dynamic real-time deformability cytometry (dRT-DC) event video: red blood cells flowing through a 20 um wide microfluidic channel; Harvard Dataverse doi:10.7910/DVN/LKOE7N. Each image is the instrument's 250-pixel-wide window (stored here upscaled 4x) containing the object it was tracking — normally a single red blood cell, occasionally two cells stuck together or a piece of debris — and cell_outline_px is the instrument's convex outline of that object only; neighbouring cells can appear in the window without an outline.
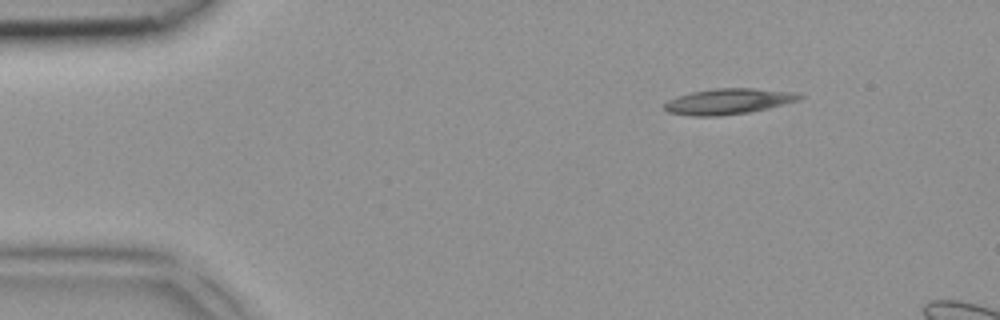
{"species": "common noctule bat (a hibernating species)", "species_latin": "Nyctalus noctula", "temperature_condition": "room temperature", "stored_images_in_passage": 3, "camera_frame_rate_fps": 3000, "um_per_image_px": 0.085, "animal": {"sex": "female", "body_mass_g": 18.4}, "frame": {"image": 1, "passage_image": 1, "time_ms": 0.0, "image_size_px": [1000, 320], "cell_outline_px": [[804, 96], [800, 100], [768, 108], [748, 112], [716, 116], [692, 116], [668, 112], [664, 108], [664, 104], [668, 100], [692, 92], [712, 88], [752, 88], [796, 92]], "centroid_in_image_um": [61.93, 8.61], "position_along_channel_um": 23.1, "area_um2": 20.11}}